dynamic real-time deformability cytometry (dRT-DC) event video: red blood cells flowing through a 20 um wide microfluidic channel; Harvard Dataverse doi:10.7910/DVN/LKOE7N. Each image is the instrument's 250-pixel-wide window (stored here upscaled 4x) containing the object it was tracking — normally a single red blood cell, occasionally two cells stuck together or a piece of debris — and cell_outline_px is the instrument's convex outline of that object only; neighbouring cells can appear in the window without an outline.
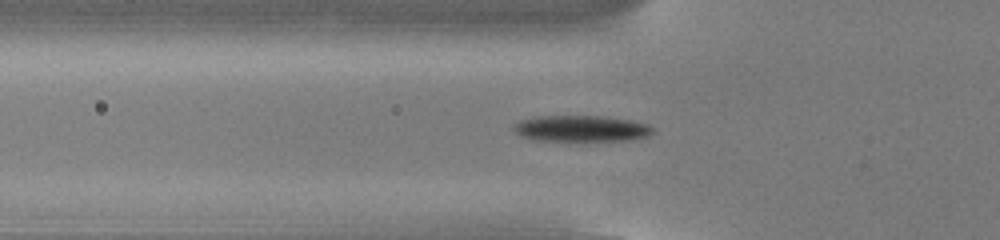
{"species": "common noctule bat (a hibernating species)", "species_latin": "Nyctalus noctula", "temperature_condition": "cold", "stored_images_in_passage": 41, "camera_frame_rate_fps": 3000, "um_per_image_px": 0.085, "animal": {"sex": "male", "body_mass_g": 13.0, "forearm_length_mm": 53.1}, "frame": {"image": 1, "passage_image": 12, "time_ms": 3.667, "image_size_px": [1000, 240], "cell_outline_px": [[656, 132], [648, 136], [632, 140], [532, 140], [520, 136], [512, 128], [520, 120], [536, 116], [600, 116], [628, 120], [648, 124]], "centroid_in_image_um": [49.4, 10.92], "position_along_channel_um": 76.4, "area_um2": 21.1}}
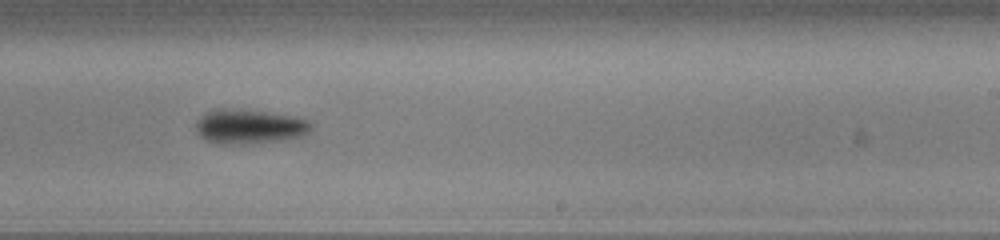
{"frame": {"image": 2, "passage_image": 27, "time_ms": 8.667, "image_size_px": [1000, 240], "cell_outline_px": [[312, 128], [304, 136], [280, 140], [244, 144], [220, 144], [208, 140], [200, 136], [196, 132], [196, 120], [204, 112], [216, 108], [224, 108], [264, 112], [288, 116], [308, 120], [312, 124]], "centroid_in_image_um": [21.14, 10.76], "position_along_channel_um": 267.9, "area_um2": 23.0}}
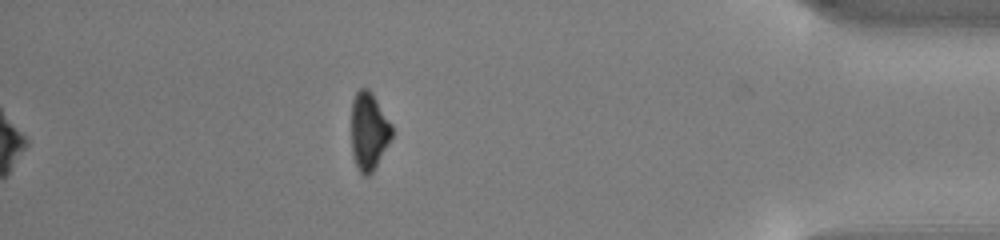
{"frame": {"image": 3, "passage_image": 41, "time_ms": 13.333, "image_size_px": [1000, 240], "cell_outline_px": [[392, 136], [388, 144], [372, 172], [368, 176], [364, 176], [360, 172], [356, 164], [352, 152], [352, 100], [356, 92], [360, 88], [368, 88], [372, 92], [392, 124]], "centroid_in_image_um": [31.35, 11.12], "position_along_channel_um": 403.8, "area_um2": 18.21}, "authors_computed_cell_mechanics": {"area_um2": 20.9236, "velocity_mm_per_s": 3.8226, "shape_relaxation_time_tau1_ms": 2.5419, "shape_relaxation_time_tau2_ms": null, "deformation_change_tau1": 0.1616, "deformation_change_tau2": null}}